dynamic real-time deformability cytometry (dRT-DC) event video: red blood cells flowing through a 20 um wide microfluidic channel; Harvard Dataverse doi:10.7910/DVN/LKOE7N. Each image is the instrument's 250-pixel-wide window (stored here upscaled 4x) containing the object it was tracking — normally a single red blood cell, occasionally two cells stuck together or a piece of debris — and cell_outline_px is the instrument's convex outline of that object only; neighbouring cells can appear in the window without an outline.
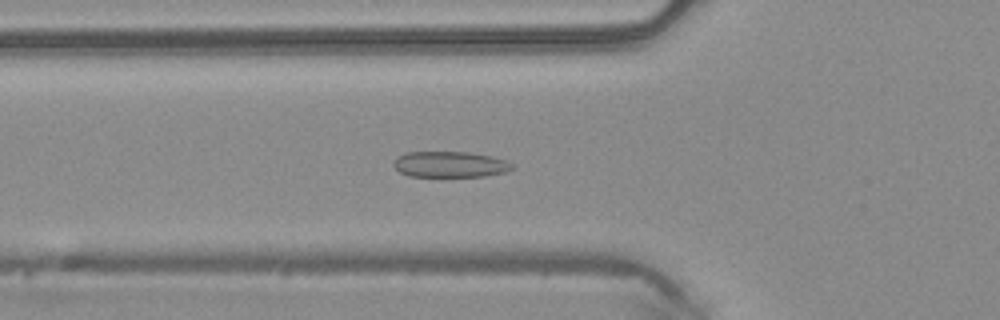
{"species": "common noctule bat (a hibernating species)", "species_latin": "Nyctalus noctula", "temperature_condition": "warm", "stored_images_in_passage": 50, "camera_frame_rate_fps": 3000, "um_per_image_px": 0.085, "animal": {"sex": "male", "body_mass_g": 20.4}, "frame": {"image": 1, "passage_image": 18, "time_ms": 5.667, "image_size_px": [1000, 320], "cell_outline_px": [[516, 168], [504, 172], [484, 176], [408, 176], [400, 172], [392, 164], [396, 156], [404, 152], [468, 152], [492, 156], [504, 160], [512, 164]], "centroid_in_image_um": [38.22, 13.96], "position_along_channel_um": 87.6, "area_um2": 17.92}}
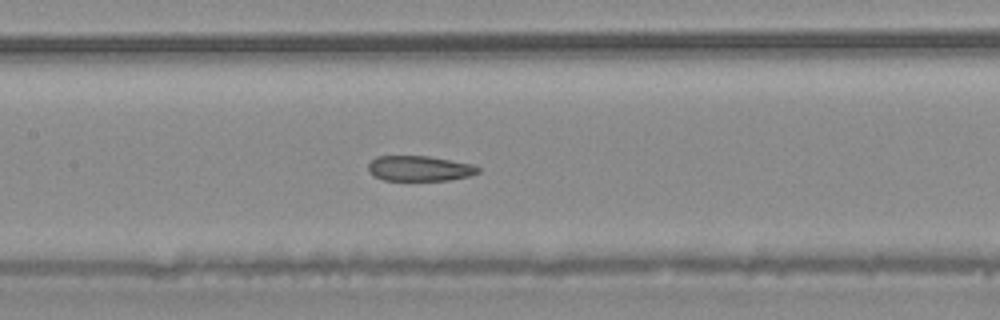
{"frame": {"image": 2, "passage_image": 24, "time_ms": 7.667, "image_size_px": [1000, 320], "cell_outline_px": [[480, 172], [468, 176], [452, 180], [384, 180], [368, 172], [368, 164], [376, 156], [428, 156], [472, 164], [480, 168]], "centroid_in_image_um": [35.66, 14.31], "position_along_channel_um": 171.7, "area_um2": 16.13}}
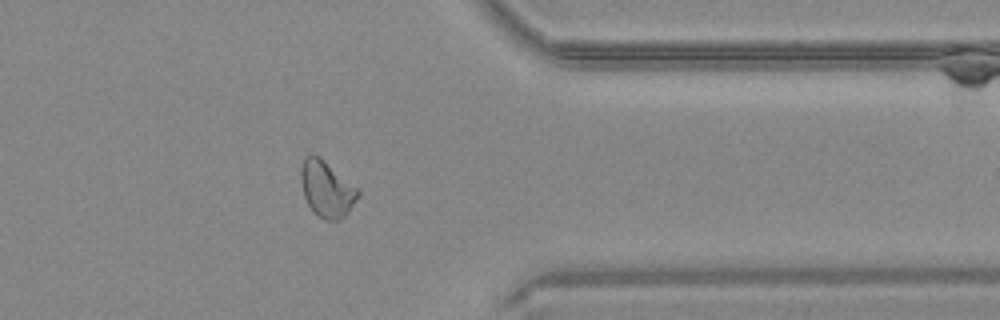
{"frame": {"image": 3, "passage_image": 40, "time_ms": 13.0, "image_size_px": [1000, 320], "cell_outline_px": [[360, 192], [356, 200], [348, 212], [344, 216], [336, 220], [324, 220], [316, 216], [312, 212], [304, 196], [300, 180], [300, 172], [304, 156], [312, 152], [320, 156], [356, 188]], "centroid_in_image_um": [27.71, 16.05], "position_along_channel_um": 383.7, "area_um2": 18.67}, "authors_computed_cell_mechanics": {"area_um2": 18.9873, "velocity_mm_per_s": 4.1666, "shape_relaxation_time_tau1_ms": null, "shape_relaxation_time_tau2_ms": 3.5595, "deformation_change_tau1": null, "deformation_change_tau2": 0.097}}